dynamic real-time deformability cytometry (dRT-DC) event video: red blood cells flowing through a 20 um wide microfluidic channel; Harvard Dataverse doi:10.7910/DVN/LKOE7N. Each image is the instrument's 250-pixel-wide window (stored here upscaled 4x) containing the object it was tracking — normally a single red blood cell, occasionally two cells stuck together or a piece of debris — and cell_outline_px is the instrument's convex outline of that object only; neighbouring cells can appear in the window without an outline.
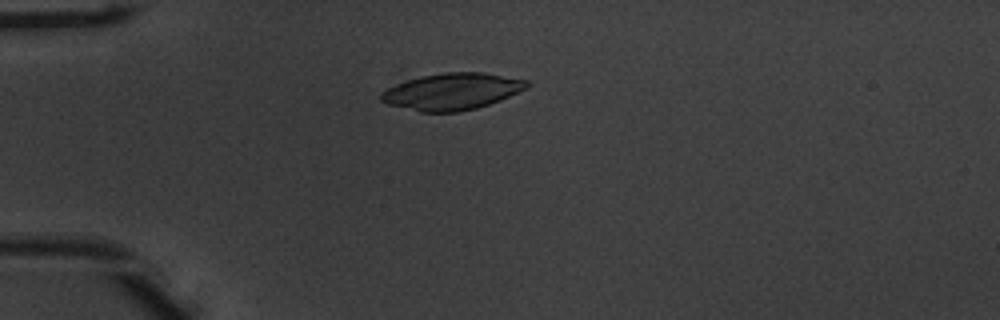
{"species": "common noctule bat (a hibernating species)", "species_latin": "Nyctalus noctula", "temperature_condition": "warm", "stored_images_in_passage": 45, "segment_of_instrument_passage": [1, 2], "camera_frame_rate_fps": 3000, "um_per_image_px": 0.085, "animal": {"sex": "male", "body_mass_g": 20.1, "forearm_length_mm": 53.5}, "frame": {"image": 1, "passage_image": 9, "time_ms": 2.667, "image_size_px": [1000, 320], "cell_outline_px": [[520, 88], [496, 100], [472, 108], [448, 112], [428, 112], [400, 104], [392, 100], [392, 96], [396, 88], [400, 84], [412, 80], [428, 76], [460, 72], [496, 76], [516, 80]], "centroid_in_image_um": [38.49, 7.78], "position_along_channel_um": 46.5, "area_um2": 26.01}}
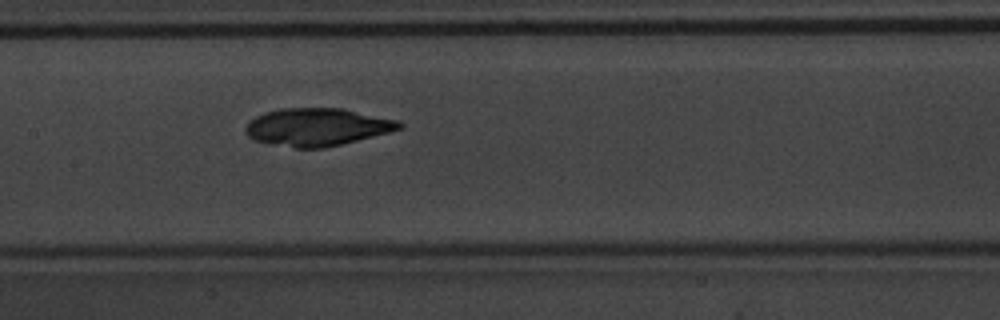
{"frame": {"image": 2, "passage_image": 21, "time_ms": 6.667, "image_size_px": [1000, 320], "cell_outline_px": [[400, 124], [396, 128], [336, 144], [296, 144], [264, 140], [256, 136], [248, 128], [260, 116], [272, 112], [312, 108], [324, 108], [348, 112], [384, 120]], "centroid_in_image_um": [26.94, 10.75], "position_along_channel_um": 180.5, "area_um2": 27.69}}
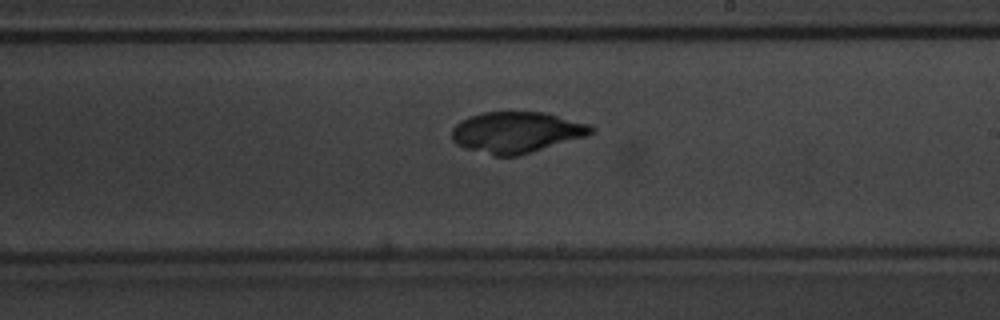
{"frame": {"image": 3, "passage_image": 26, "time_ms": 8.333, "image_size_px": [1000, 320], "cell_outline_px": [[588, 132], [520, 152], [496, 152], [464, 144], [456, 136], [456, 128], [460, 124], [476, 116], [496, 112], [528, 112], [548, 116], [588, 128]], "centroid_in_image_um": [43.78, 11.16], "position_along_channel_um": 245.2, "area_um2": 26.82}}